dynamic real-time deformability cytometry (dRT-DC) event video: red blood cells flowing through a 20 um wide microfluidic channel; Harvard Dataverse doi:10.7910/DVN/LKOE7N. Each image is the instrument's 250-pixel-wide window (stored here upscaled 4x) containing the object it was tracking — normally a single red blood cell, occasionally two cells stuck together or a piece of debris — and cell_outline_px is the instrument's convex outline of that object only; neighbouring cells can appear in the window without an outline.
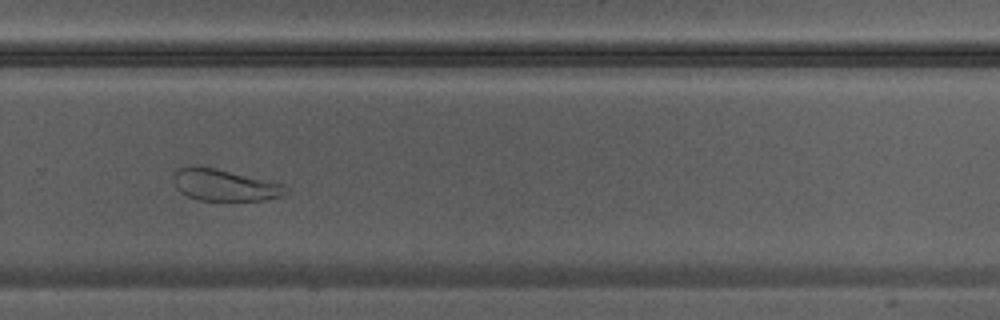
{"species": "Egyptian fruit bat (a non-hibernating species)", "species_latin": "Rousettus aegyptiacus", "temperature_condition": "warm", "stored_images_in_passage": 23, "camera_frame_rate_fps": 3000, "um_per_image_px": 0.085, "animal": {"sex": "male"}, "frame": {"image": 1, "passage_image": 14, "time_ms": 4.333, "image_size_px": [1000, 320], "cell_outline_px": [[288, 192], [280, 196], [264, 200], [200, 200], [188, 196], [180, 192], [176, 188], [172, 180], [172, 176], [180, 168], [216, 168], [284, 184], [288, 188]], "centroid_in_image_um": [19.11, 15.75], "position_along_channel_um": 310.7, "area_um2": 20.29}}